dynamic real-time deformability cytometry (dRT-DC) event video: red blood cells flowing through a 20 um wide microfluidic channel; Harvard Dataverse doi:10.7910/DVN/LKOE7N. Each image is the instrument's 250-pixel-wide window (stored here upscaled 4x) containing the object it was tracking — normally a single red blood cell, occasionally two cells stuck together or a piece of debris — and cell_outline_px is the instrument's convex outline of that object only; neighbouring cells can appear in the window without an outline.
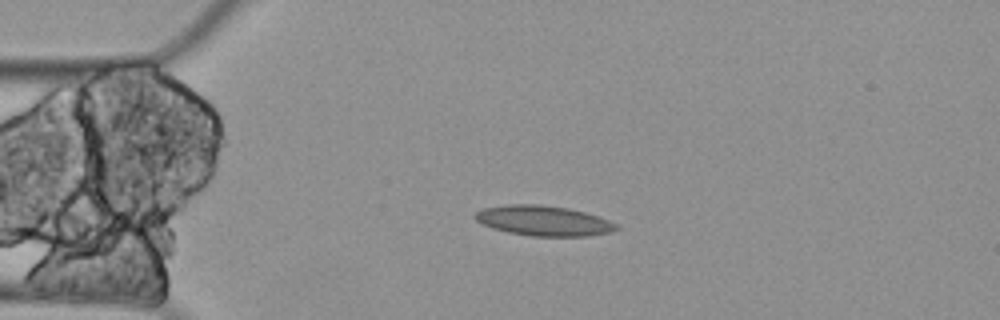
{"species": "Egyptian fruit bat (a non-hibernating species)", "species_latin": "Rousettus aegyptiacus", "temperature_condition": "cold", "stored_images_in_passage": 48, "segment_of_instrument_passage": [1, 2], "camera_frame_rate_fps": 3000, "um_per_image_px": 0.085, "animal": {"sex": "female"}, "frame": {"image": 1, "passage_image": 2, "time_ms": 0.333, "image_size_px": [1000, 320], "cell_outline_px": [[620, 228], [612, 232], [588, 236], [532, 236], [508, 232], [492, 228], [476, 220], [472, 216], [476, 212], [484, 208], [508, 204], [540, 204], [568, 208], [584, 212], [608, 220], [616, 224]], "centroid_in_image_um": [46.2, 18.76], "position_along_channel_um": 38.8, "area_um2": 24.74}}
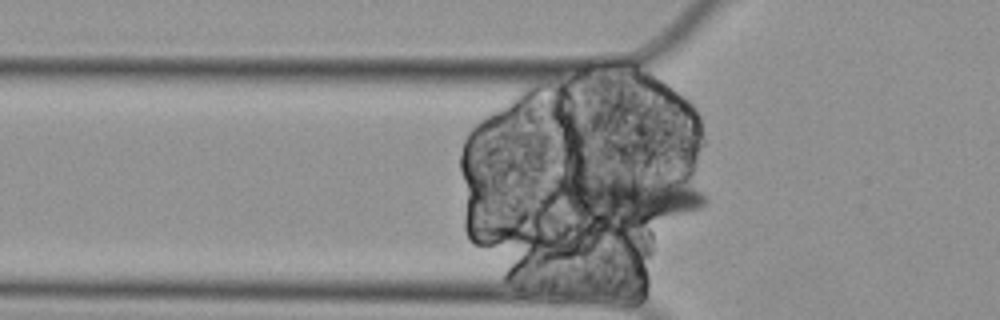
{"frame": {"image": 2, "passage_image": 7, "time_ms": 2.0, "image_size_px": [1000, 320], "cell_outline_px": [[708, 200], [700, 208], [688, 212], [648, 220], [572, 220], [564, 208], [564, 196], [568, 184], [572, 176], [648, 172], [652, 172], [676, 180], [700, 192]], "centroid_in_image_um": [53.45, 16.76], "position_along_channel_um": 72.3, "area_um2": 40.29}}